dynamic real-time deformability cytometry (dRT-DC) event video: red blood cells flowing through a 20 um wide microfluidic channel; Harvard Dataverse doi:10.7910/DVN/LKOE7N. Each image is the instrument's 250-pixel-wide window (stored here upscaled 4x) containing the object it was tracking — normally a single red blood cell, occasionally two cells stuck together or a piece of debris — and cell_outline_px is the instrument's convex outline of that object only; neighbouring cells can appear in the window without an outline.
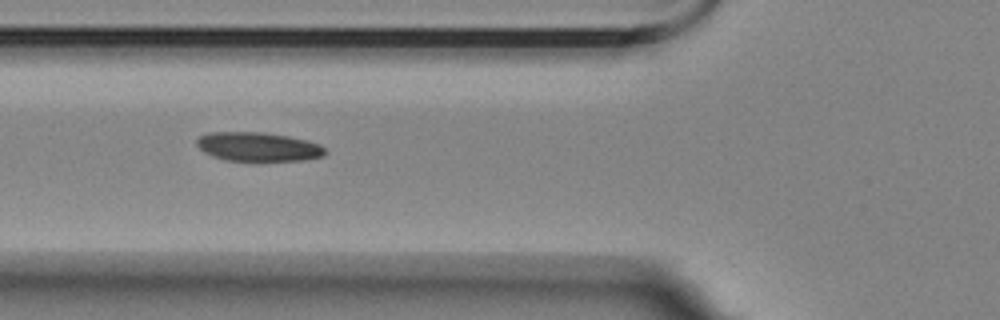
{"species": "Egyptian fruit bat (a non-hibernating species)", "species_latin": "Rousettus aegyptiacus", "temperature_condition": "room temperature", "stored_images_in_passage": 22, "camera_frame_rate_fps": 3000, "um_per_image_px": 0.085, "animal": {"sex": "female"}, "frame": {"image": 1, "passage_image": 4, "time_ms": 1.0, "image_size_px": [1000, 320], "cell_outline_px": [[328, 152], [324, 156], [304, 160], [224, 160], [212, 156], [204, 152], [196, 144], [196, 140], [200, 136], [208, 132], [264, 132], [288, 136], [308, 140], [320, 144]], "centroid_in_image_um": [21.96, 12.46], "position_along_channel_um": 103.8, "area_um2": 21.73}}
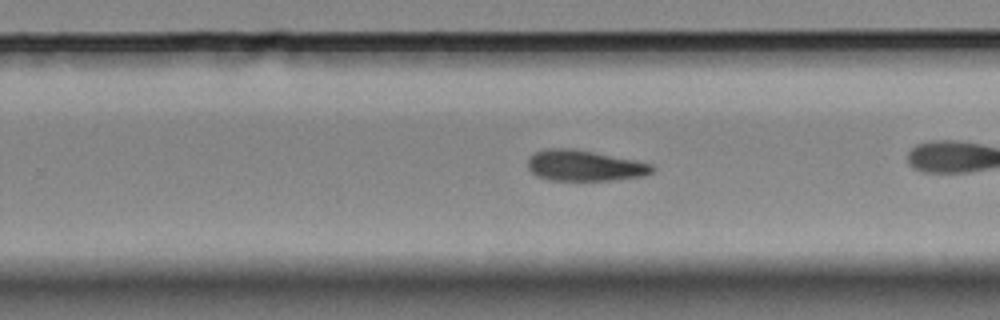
{"frame": {"image": 2, "passage_image": 13, "time_ms": 4.0, "image_size_px": [1000, 320], "cell_outline_px": [[656, 168], [652, 172], [644, 176], [612, 180], [548, 180], [536, 176], [528, 168], [528, 156], [544, 148], [572, 148], [636, 160], [652, 164]], "centroid_in_image_um": [49.67, 14.07], "position_along_channel_um": 280.1, "area_um2": 22.48}}